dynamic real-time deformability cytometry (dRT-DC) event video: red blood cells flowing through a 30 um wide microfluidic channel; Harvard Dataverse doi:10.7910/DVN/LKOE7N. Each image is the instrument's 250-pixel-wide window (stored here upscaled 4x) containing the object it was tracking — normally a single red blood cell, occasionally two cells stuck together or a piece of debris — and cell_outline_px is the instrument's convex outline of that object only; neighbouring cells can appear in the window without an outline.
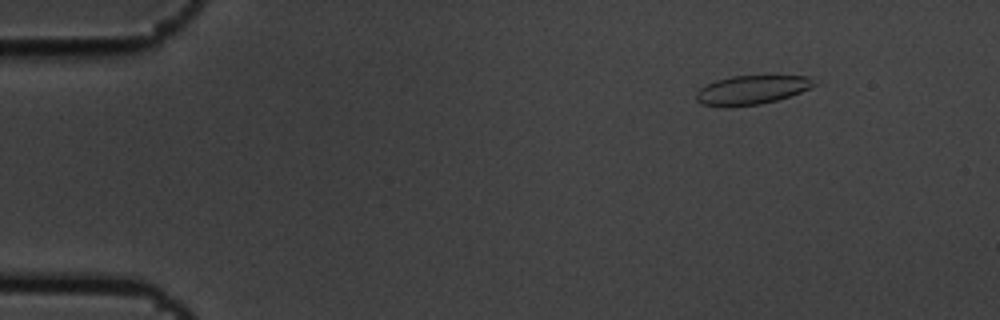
{"species": "common noctule bat (a hibernating species)", "species_latin": "Nyctalus noctula", "temperature_condition": "cold", "stored_images_in_passage": 5, "camera_frame_rate_fps": 3000, "um_per_image_px": 0.085, "animal": {"sex": "male", "body_mass_g": 19.5, "forearm_length_mm": 54.6}, "frame": {"image": 1, "passage_image": 2, "time_ms": 0.333, "image_size_px": [1000, 320], "cell_outline_px": [[820, 84], [800, 92], [776, 100], [760, 104], [728, 108], [724, 108], [700, 104], [696, 100], [696, 92], [700, 88], [716, 80], [732, 76], [808, 76]], "centroid_in_image_um": [63.87, 7.66], "position_along_channel_um": 21.1, "area_um2": 20.11}}